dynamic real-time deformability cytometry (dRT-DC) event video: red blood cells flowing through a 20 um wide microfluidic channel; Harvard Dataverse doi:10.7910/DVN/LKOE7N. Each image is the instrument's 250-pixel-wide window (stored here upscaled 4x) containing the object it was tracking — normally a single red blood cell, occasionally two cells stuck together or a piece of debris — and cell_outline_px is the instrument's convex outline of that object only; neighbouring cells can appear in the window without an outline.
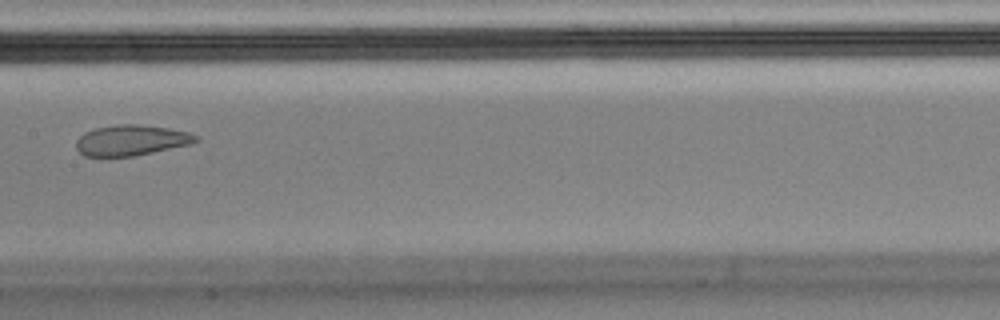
{"species": "Egyptian fruit bat (a non-hibernating species)", "species_latin": "Rousettus aegyptiacus", "temperature_condition": "cold", "stored_images_in_passage": 8, "camera_frame_rate_fps": 3000, "um_per_image_px": 0.085, "animal": {"sex": "male"}, "frame": {"image": 1, "passage_image": 8, "time_ms": 2.333, "image_size_px": [1000, 320], "cell_outline_px": [[200, 140], [192, 144], [132, 156], [84, 156], [76, 148], [76, 140], [84, 132], [96, 128], [116, 124], [136, 124], [168, 128], [188, 132], [200, 136]], "centroid_in_image_um": [11.18, 11.91], "position_along_channel_um": 196.2, "area_um2": 21.33}}